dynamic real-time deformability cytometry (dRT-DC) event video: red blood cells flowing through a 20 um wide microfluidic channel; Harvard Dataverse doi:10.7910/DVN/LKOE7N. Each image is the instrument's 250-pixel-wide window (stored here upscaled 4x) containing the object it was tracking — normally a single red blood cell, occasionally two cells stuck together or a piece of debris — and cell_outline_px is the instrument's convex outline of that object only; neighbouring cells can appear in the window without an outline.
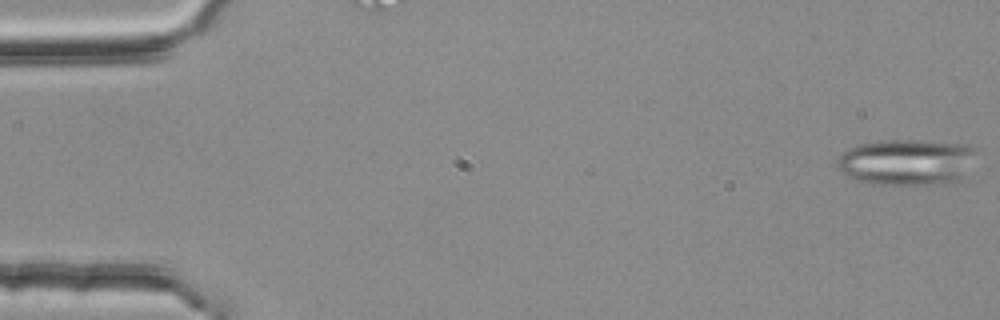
{"species": "common noctule bat (a hibernating species)", "species_latin": "Nyctalus noctula", "temperature_condition": "room temperature", "stored_images_in_passage": 49, "segment_of_instrument_passage": [1, 2], "camera_frame_rate_fps": 3000, "um_per_image_px": 0.085, "animal": {"sex": "female", "body_mass_g": 25.1}, "frame": {"image": 1, "passage_image": 1, "time_ms": 0.0, "image_size_px": [1000, 320], "cell_outline_px": [[976, 148], [960, 180], [956, 184], [876, 184], [856, 180], [844, 176], [836, 168], [836, 160], [840, 152], [856, 144], [880, 140], [908, 140], [968, 144]], "centroid_in_image_um": [76.96, 13.78], "position_along_channel_um": 8.0, "area_um2": 37.69}}